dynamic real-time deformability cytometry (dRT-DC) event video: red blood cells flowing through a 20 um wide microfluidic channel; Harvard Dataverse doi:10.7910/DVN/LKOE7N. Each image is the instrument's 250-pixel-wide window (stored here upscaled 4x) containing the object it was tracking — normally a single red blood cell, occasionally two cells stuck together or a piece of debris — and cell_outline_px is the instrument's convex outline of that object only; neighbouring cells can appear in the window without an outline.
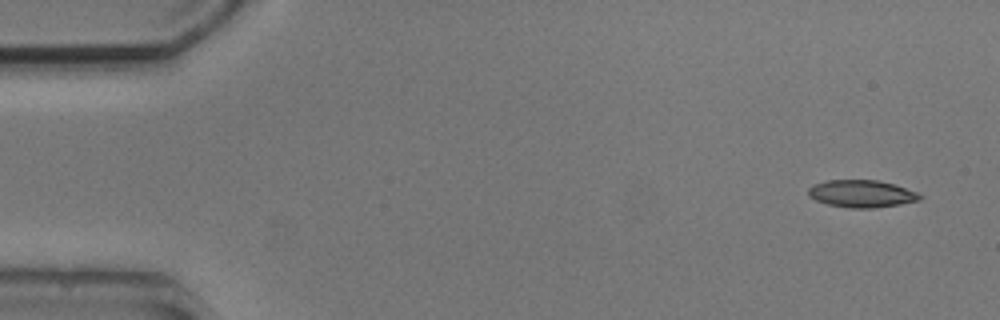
{"species": "common noctule bat (a hibernating species)", "species_latin": "Nyctalus noctula", "temperature_condition": "cold", "stored_images_in_passage": 10, "camera_frame_rate_fps": 3000, "um_per_image_px": 0.085, "animal": {"sex": "male", "body_mass_g": 20.5, "forearm_length_mm": 52.5}, "frame": {"image": 1, "passage_image": 1, "time_ms": 0.0, "image_size_px": [1000, 320], "cell_outline_px": [[924, 196], [920, 200], [900, 204], [872, 208], [848, 208], [828, 204], [816, 200], [808, 196], [808, 188], [812, 184], [828, 180], [876, 180], [892, 184], [920, 192]], "centroid_in_image_um": [73.25, 16.46], "position_along_channel_um": 11.8, "area_um2": 17.86}}
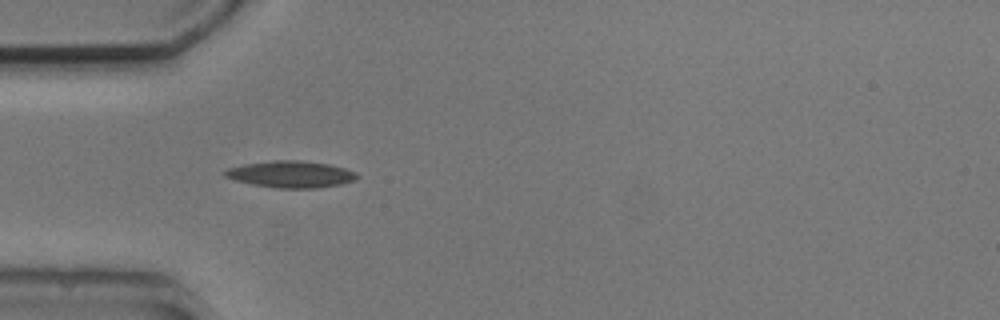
{"frame": {"image": 2, "passage_image": 4, "time_ms": 4.333, "image_size_px": [1000, 320], "cell_outline_px": [[360, 176], [356, 180], [340, 184], [316, 188], [276, 188], [252, 184], [236, 180], [224, 176], [224, 172], [228, 168], [244, 164], [272, 160], [300, 160], [328, 164], [344, 168], [356, 172]], "centroid_in_image_um": [24.74, 14.81], "position_along_channel_um": 60.3, "area_um2": 20.52}}